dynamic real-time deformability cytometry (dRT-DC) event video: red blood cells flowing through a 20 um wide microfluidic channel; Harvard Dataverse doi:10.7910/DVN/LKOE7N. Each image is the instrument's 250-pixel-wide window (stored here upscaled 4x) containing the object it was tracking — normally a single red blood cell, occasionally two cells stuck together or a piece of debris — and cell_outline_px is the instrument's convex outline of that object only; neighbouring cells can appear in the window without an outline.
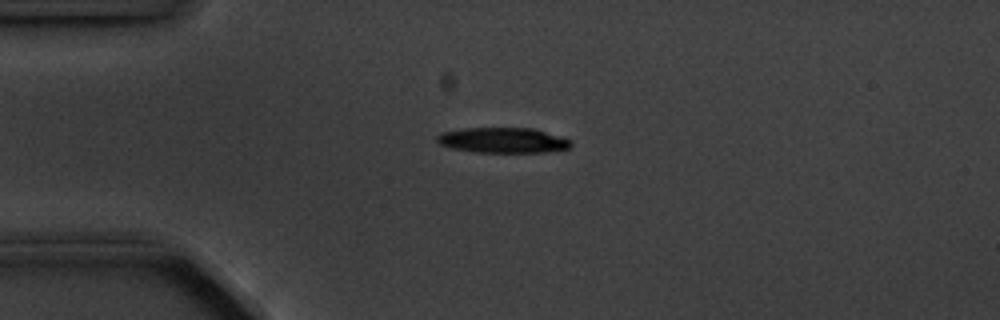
{"species": "common noctule bat (a hibernating species)", "species_latin": "Nyctalus noctula", "temperature_condition": "cold", "stored_images_in_passage": 12, "camera_frame_rate_fps": 3000, "um_per_image_px": 0.085, "animal": {"sex": "male", "body_mass_g": 20.1, "forearm_length_mm": 53.5}, "frame": {"image": 1, "passage_image": 1, "time_ms": 0.0, "image_size_px": [1000, 320], "cell_outline_px": [[572, 144], [568, 148], [544, 152], [476, 152], [452, 148], [440, 144], [436, 140], [436, 136], [440, 132], [464, 128], [532, 128], [564, 136], [572, 140]], "centroid_in_image_um": [42.76, 11.91], "position_along_channel_um": 42.2, "area_um2": 19.88}}
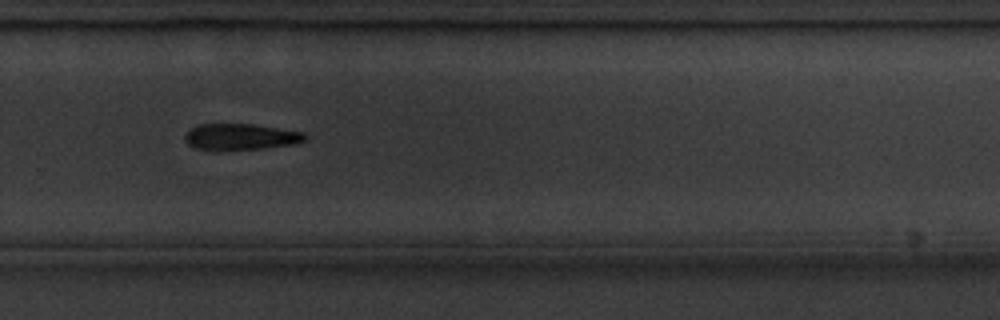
{"frame": {"image": 2, "passage_image": 8, "time_ms": 8.0, "image_size_px": [1000, 320], "cell_outline_px": [[308, 136], [304, 140], [296, 144], [260, 148], [220, 152], [216, 152], [196, 148], [188, 144], [184, 140], [184, 136], [192, 128], [200, 124], [252, 124], [304, 132]], "centroid_in_image_um": [20.43, 11.65], "position_along_channel_um": 309.4, "area_um2": 18.67}}
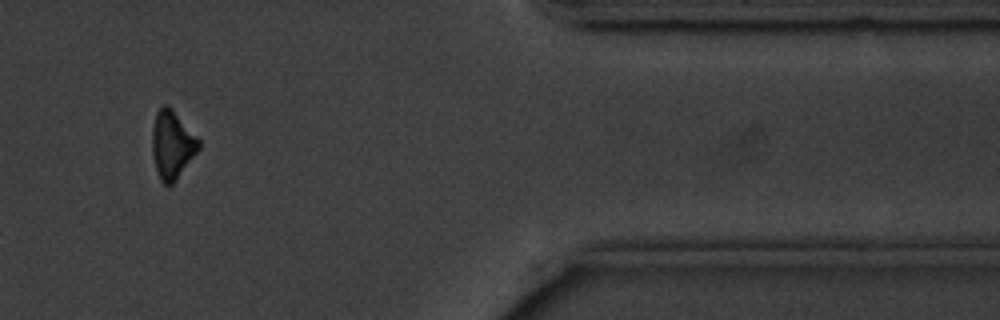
{"frame": {"image": 3, "passage_image": 10, "time_ms": 11.333, "image_size_px": [1000, 320], "cell_outline_px": [[200, 148], [176, 180], [172, 184], [164, 184], [160, 180], [152, 156], [152, 128], [156, 112], [164, 104], [168, 104], [172, 108], [200, 140]], "centroid_in_image_um": [14.62, 12.28], "position_along_channel_um": 396.8, "area_um2": 18.44}, "authors_computed_cell_mechanics": {"area_um2": 19.941, "velocity_mm_per_s": 3.5963, "shape_relaxation_time_tau1_ms": 1.5044, "shape_relaxation_time_tau2_ms": null, "deformation_change_tau1": 0.0626, "deformation_change_tau2": null}}